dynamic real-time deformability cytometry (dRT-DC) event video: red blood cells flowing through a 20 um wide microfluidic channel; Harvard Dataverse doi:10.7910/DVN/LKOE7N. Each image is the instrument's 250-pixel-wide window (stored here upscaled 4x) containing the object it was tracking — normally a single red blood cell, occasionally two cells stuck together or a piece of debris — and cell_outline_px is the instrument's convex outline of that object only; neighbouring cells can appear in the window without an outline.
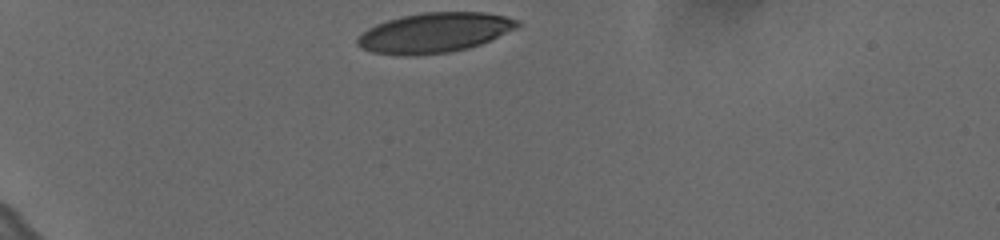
{"species": "human", "species_latin": "Homo sapiens", "temperature_condition": "cold", "stored_images_in_passage": 34, "camera_frame_rate_fps": 3000, "um_per_image_px": 0.085, "donor": {"sex": "female"}, "frame": {"image": 1, "passage_image": 1, "time_ms": 0.0, "image_size_px": [1000, 240], "cell_outline_px": [[520, 24], [516, 28], [480, 44], [468, 48], [448, 52], [408, 56], [404, 56], [372, 52], [360, 48], [356, 44], [356, 40], [368, 28], [376, 24], [400, 16], [424, 12], [484, 12], [504, 16], [520, 20]], "centroid_in_image_um": [36.9, 2.78], "position_along_channel_um": 48.1, "area_um2": 37.05}}
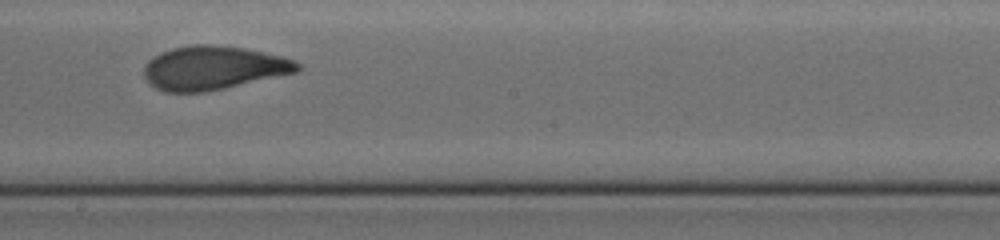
{"frame": {"image": 2, "passage_image": 20, "time_ms": 6.333, "image_size_px": [1000, 240], "cell_outline_px": [[300, 68], [296, 72], [224, 88], [200, 92], [164, 92], [148, 84], [144, 76], [144, 64], [152, 56], [160, 52], [172, 48], [192, 44], [216, 44], [244, 48], [284, 56], [296, 60], [300, 64]], "centroid_in_image_um": [18.09, 5.75], "position_along_channel_um": 230.1, "area_um2": 39.3}}
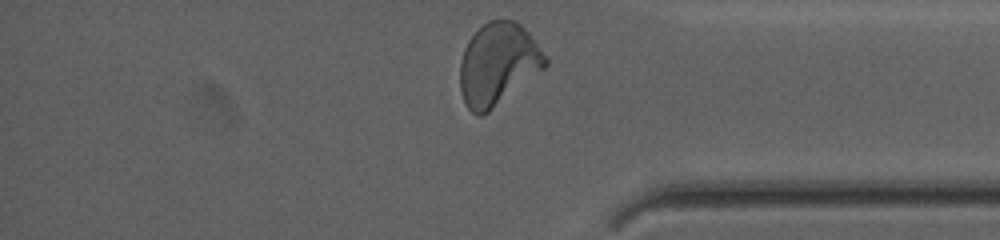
{"frame": {"image": 3, "passage_image": 34, "time_ms": 11.0, "image_size_px": [1000, 240], "cell_outline_px": [[548, 64], [544, 68], [488, 112], [480, 116], [472, 112], [468, 108], [460, 92], [460, 60], [464, 48], [468, 40], [488, 20], [516, 20], [528, 32], [548, 60]], "centroid_in_image_um": [42.3, 5.44], "position_along_channel_um": 392.9, "area_um2": 40.34}, "authors_computed_cell_mechanics": {"area_um2": 38.9572, "velocity_mm_per_s": 3.6218, "shape_relaxation_time_tau1_ms": 4.6503, "shape_relaxation_time_tau2_ms": 1.1398, "deformation_change_tau1": 0.1803, "deformation_change_tau2": 0.0724}}